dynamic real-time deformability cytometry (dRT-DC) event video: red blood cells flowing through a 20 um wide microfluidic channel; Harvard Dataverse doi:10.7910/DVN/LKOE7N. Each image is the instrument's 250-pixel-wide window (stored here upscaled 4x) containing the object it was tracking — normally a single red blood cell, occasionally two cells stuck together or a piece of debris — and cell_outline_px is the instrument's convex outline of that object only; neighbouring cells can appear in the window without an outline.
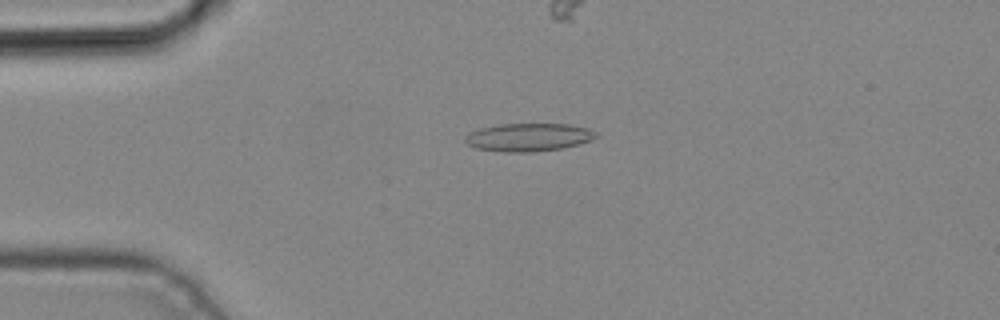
{"species": "common noctule bat (a hibernating species)", "species_latin": "Nyctalus noctula", "temperature_condition": "cold", "stored_images_in_passage": 4, "camera_frame_rate_fps": 3000, "um_per_image_px": 0.085, "animal": {"sex": "male", "body_mass_g": 19.2, "forearm_length_mm": 51.8}, "frame": {"image": 1, "passage_image": 2, "time_ms": 0.333, "image_size_px": [1000, 320], "cell_outline_px": [[600, 136], [592, 140], [580, 144], [564, 148], [532, 152], [504, 152], [476, 148], [468, 144], [464, 140], [464, 136], [468, 132], [480, 128], [500, 124], [568, 124], [588, 128], [596, 132]], "centroid_in_image_um": [44.94, 11.67], "position_along_channel_um": 40.1, "area_um2": 21.62}}
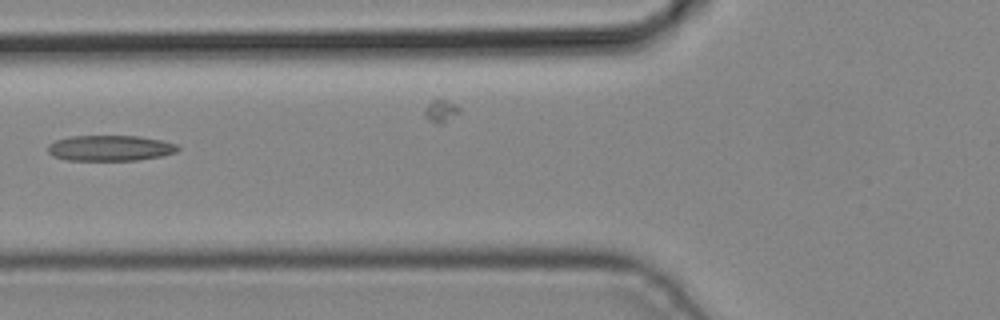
{"frame": {"image": 2, "passage_image": 4, "time_ms": 1.0, "image_size_px": [1000, 320], "cell_outline_px": [[180, 148], [176, 152], [164, 156], [136, 160], [68, 160], [52, 156], [48, 152], [48, 144], [56, 140], [68, 136], [140, 136], [160, 140], [176, 144]], "centroid_in_image_um": [9.35, 12.59], "position_along_channel_um": 116.4, "area_um2": 19.48}}